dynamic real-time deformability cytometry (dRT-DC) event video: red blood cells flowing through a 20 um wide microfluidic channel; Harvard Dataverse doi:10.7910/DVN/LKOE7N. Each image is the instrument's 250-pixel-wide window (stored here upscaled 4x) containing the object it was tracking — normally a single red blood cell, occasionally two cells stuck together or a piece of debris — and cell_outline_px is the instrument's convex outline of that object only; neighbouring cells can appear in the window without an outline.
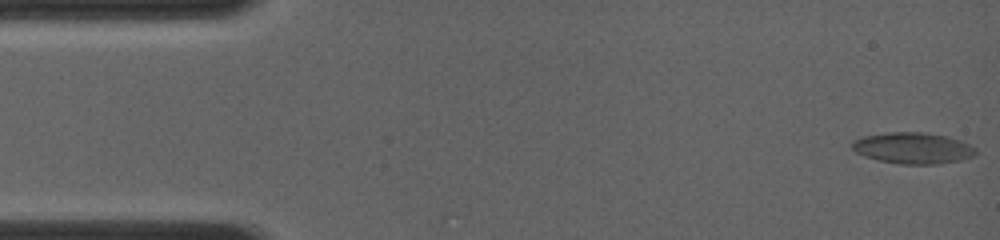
{"species": "common noctule bat (a hibernating species)", "species_latin": "Nyctalus noctula", "temperature_condition": "room temperature", "stored_images_in_passage": 40, "camera_frame_rate_fps": 4000, "um_per_image_px": 0.085, "animal": {"sex": "female", "body_mass_g": 19.0, "forearm_length_mm": 56.7}, "frame": {"image": 1, "passage_image": 1, "time_ms": 0.0, "image_size_px": [1000, 240], "cell_outline_px": [[976, 152], [972, 156], [960, 160], [936, 164], [900, 164], [880, 160], [864, 156], [856, 152], [852, 148], [852, 140], [864, 136], [888, 132], [924, 132], [948, 136], [960, 140], [976, 148]], "centroid_in_image_um": [77.59, 12.58], "position_along_channel_um": 7.4, "area_um2": 22.43}}
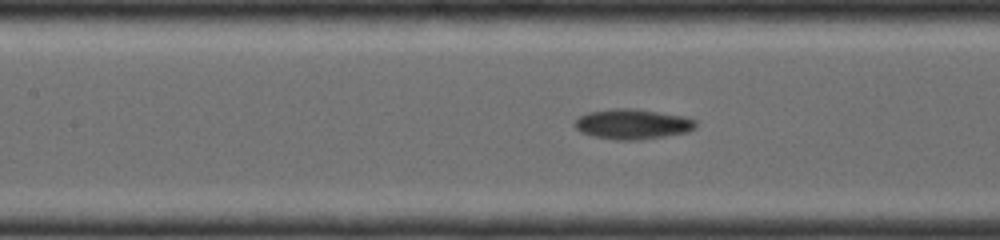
{"frame": {"image": 2, "passage_image": 18, "time_ms": 6.25, "image_size_px": [1000, 240], "cell_outline_px": [[696, 128], [688, 132], [640, 140], [616, 140], [592, 136], [580, 132], [572, 124], [580, 116], [588, 112], [616, 108], [632, 108], [684, 116], [696, 120]], "centroid_in_image_um": [53.76, 10.55], "position_along_channel_um": 153.6, "area_um2": 21.33}}
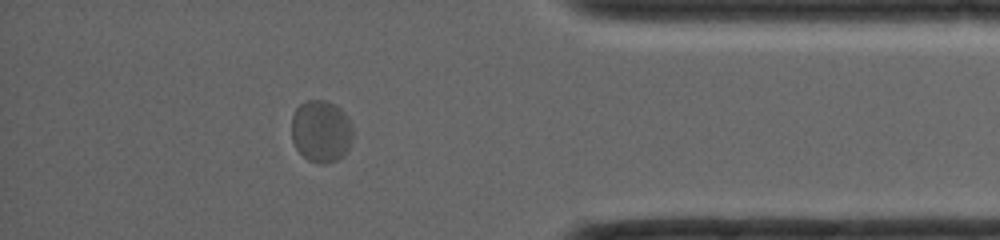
{"frame": {"image": 3, "passage_image": 35, "time_ms": 12.5, "image_size_px": [1000, 240], "cell_outline_px": [[352, 136], [348, 148], [344, 156], [336, 160], [324, 164], [316, 164], [308, 160], [296, 148], [292, 140], [292, 116], [296, 108], [304, 100], [324, 100], [340, 108], [348, 116], [352, 128]], "centroid_in_image_um": [27.28, 11.16], "position_along_channel_um": 407.9, "area_um2": 22.31}}